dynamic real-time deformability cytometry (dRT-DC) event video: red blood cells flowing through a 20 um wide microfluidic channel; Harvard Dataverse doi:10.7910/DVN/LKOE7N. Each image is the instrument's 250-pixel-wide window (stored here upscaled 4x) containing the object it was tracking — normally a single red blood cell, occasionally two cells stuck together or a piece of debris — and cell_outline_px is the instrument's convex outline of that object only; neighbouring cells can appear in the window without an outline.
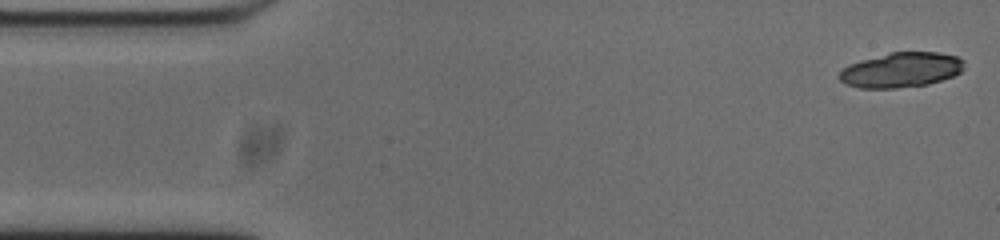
{"species": "common noctule bat (a hibernating species)", "species_latin": "Nyctalus noctula", "temperature_condition": "cold", "stored_images_in_passage": 13, "camera_frame_rate_fps": 3000, "um_per_image_px": 0.085, "animal": {"sex": "male", "body_mass_g": 20.0, "forearm_length_mm": 53.3}, "frame": {"image": 1, "passage_image": 1, "time_ms": 0.0, "image_size_px": [1000, 240], "cell_outline_px": [[964, 68], [960, 72], [952, 76], [928, 84], [896, 88], [860, 88], [844, 84], [836, 76], [848, 64], [860, 60], [892, 52], [936, 52], [956, 56], [964, 60]], "centroid_in_image_um": [76.56, 5.95], "position_along_channel_um": 8.4, "area_um2": 25.43}}